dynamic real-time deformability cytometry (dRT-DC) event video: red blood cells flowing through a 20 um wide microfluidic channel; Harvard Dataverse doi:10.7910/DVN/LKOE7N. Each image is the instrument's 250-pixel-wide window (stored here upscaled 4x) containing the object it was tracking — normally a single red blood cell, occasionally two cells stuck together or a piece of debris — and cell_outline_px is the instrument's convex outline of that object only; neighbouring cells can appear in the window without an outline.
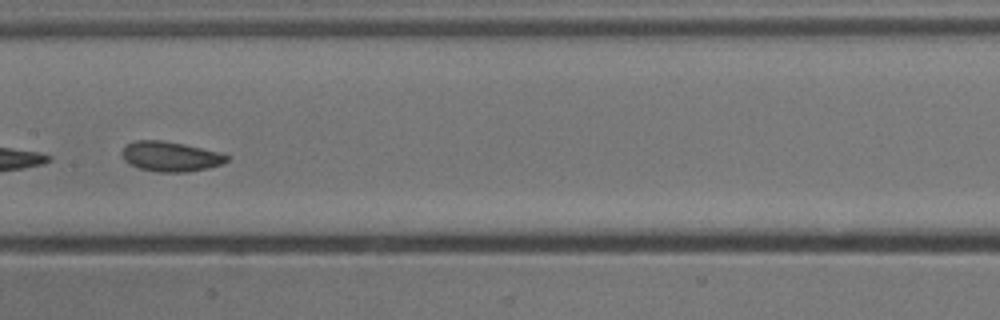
{"species": "common noctule bat (a hibernating species)", "species_latin": "Nyctalus noctula", "temperature_condition": "cold", "stored_images_in_passage": 33, "camera_frame_rate_fps": 3000, "um_per_image_px": 0.085, "animal": {"sex": "male", "body_mass_g": 13.3}, "frame": {"image": 1, "passage_image": 28, "time_ms": 9.0, "image_size_px": [1000, 320], "cell_outline_px": [[228, 160], [220, 164], [208, 168], [188, 172], [156, 172], [140, 168], [124, 160], [120, 152], [128, 144], [136, 140], [160, 140], [184, 144], [220, 152], [228, 156]], "centroid_in_image_um": [14.49, 13.3], "position_along_channel_um": 192.9, "area_um2": 18.15}}